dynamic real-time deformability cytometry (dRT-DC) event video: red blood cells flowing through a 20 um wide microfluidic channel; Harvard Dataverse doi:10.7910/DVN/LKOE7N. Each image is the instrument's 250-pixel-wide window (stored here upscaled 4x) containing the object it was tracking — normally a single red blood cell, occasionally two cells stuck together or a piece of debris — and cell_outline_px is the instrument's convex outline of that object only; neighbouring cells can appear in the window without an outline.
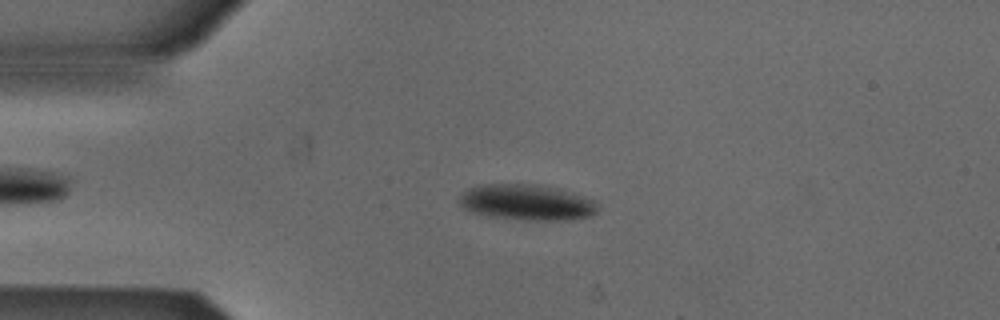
{"species": "Egyptian fruit bat (a non-hibernating species)", "species_latin": "Rousettus aegyptiacus", "temperature_condition": "cold", "stored_images_in_passage": 52, "camera_frame_rate_fps": 3000, "um_per_image_px": 0.085, "animal": {"sex": "male"}, "frame": {"image": 1, "passage_image": 12, "time_ms": 3.667, "image_size_px": [1000, 320], "cell_outline_px": [[596, 212], [588, 216], [568, 220], [528, 220], [492, 216], [472, 212], [464, 208], [460, 204], [460, 196], [468, 188], [480, 184], [536, 184], [560, 188], [572, 192], [592, 200], [596, 204]], "centroid_in_image_um": [44.76, 17.18], "position_along_channel_um": 40.2, "area_um2": 28.61}}
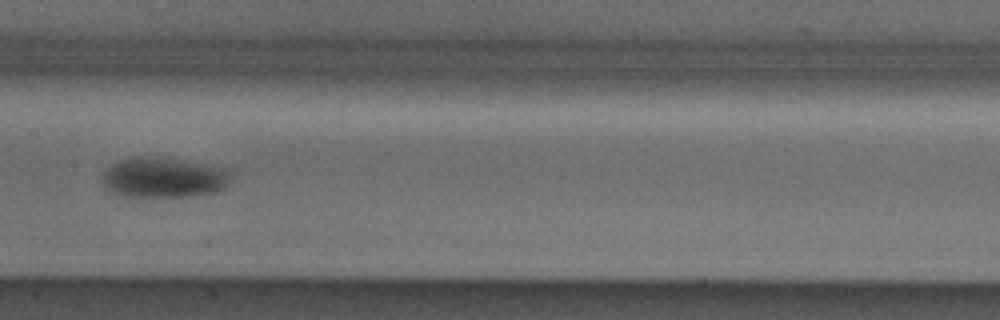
{"frame": {"image": 2, "passage_image": 26, "time_ms": 8.333, "image_size_px": [1000, 320], "cell_outline_px": [[232, 168], [228, 184], [224, 188], [216, 192], [192, 196], [124, 196], [112, 192], [100, 180], [104, 172], [112, 164], [120, 160], [184, 160]], "centroid_in_image_um": [14.01, 15.13], "position_along_channel_um": 193.4, "area_um2": 29.3}}
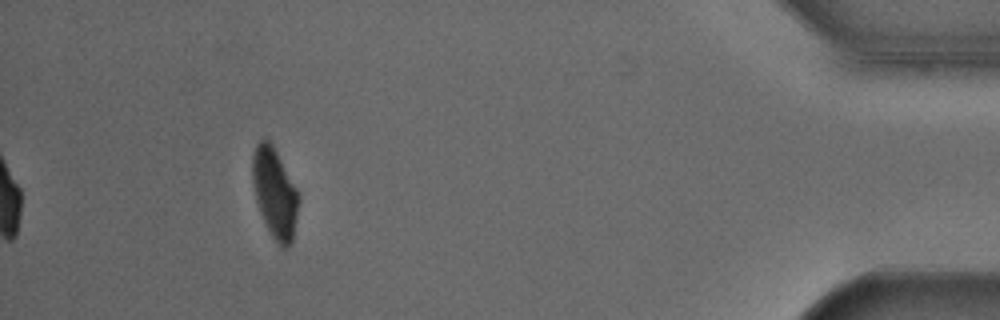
{"frame": {"image": 3, "passage_image": 48, "time_ms": 15.667, "image_size_px": [1000, 320], "cell_outline_px": [[300, 200], [292, 244], [288, 248], [280, 248], [276, 244], [264, 224], [256, 200], [252, 180], [252, 156], [256, 144], [264, 136], [272, 144], [296, 188], [300, 196]], "centroid_in_image_um": [23.35, 16.47], "position_along_channel_um": 411.8, "area_um2": 24.57}, "authors_computed_cell_mechanics": {"area_um2": 27.5995, "velocity_mm_per_s": 3.8612, "shape_relaxation_time_tau1_ms": 8.5891, "shape_relaxation_time_tau2_ms": null, "deformation_change_tau1": 0.1899, "deformation_change_tau2": null}}